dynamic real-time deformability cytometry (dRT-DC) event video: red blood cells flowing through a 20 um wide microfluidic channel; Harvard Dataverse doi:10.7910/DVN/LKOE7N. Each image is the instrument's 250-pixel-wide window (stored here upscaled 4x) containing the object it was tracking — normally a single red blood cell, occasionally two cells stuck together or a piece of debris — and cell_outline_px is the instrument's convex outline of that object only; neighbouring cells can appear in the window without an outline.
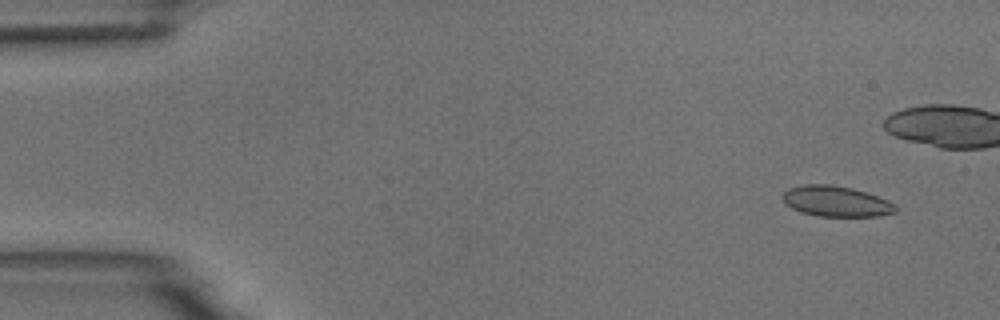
{"species": "common noctule bat (a hibernating species)", "species_latin": "Nyctalus noctula", "temperature_condition": "room temperature", "stored_images_in_passage": 7, "camera_frame_rate_fps": 3000, "um_per_image_px": 0.085, "animal": {"sex": "male", "body_mass_g": 18.8}, "frame": {"image": 1, "passage_image": 1, "time_ms": 0.0, "image_size_px": [1000, 320], "cell_outline_px": [[896, 212], [880, 216], [816, 216], [800, 212], [784, 204], [780, 196], [788, 188], [804, 184], [828, 184], [852, 188], [888, 200], [896, 204]], "centroid_in_image_um": [71.02, 17.11], "position_along_channel_um": 14.0, "area_um2": 20.29}}